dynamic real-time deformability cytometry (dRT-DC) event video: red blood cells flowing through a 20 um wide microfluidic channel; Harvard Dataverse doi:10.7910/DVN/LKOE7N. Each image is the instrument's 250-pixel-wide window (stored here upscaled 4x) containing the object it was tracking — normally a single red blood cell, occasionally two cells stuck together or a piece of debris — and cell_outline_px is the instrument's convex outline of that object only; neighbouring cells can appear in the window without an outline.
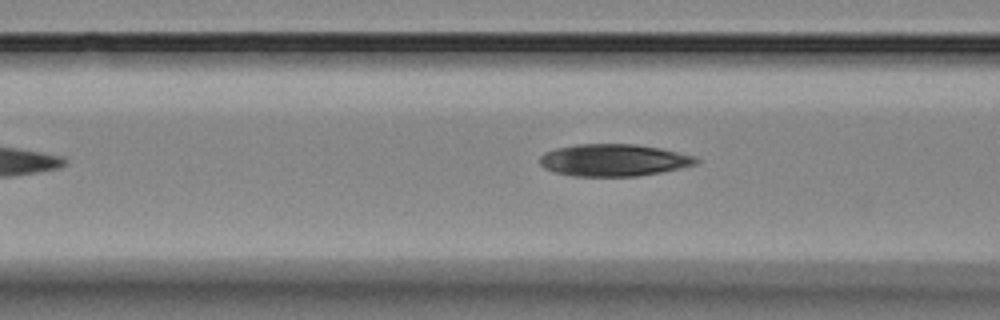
{"species": "Egyptian fruit bat (a non-hibernating species)", "species_latin": "Rousettus aegyptiacus", "temperature_condition": "room temperature", "stored_images_in_passage": 6, "segment_of_instrument_passage": [2, 2], "camera_frame_rate_fps": 3000, "um_per_image_px": 0.085, "animal": {"sex": "female"}, "frame": {"image": 1, "passage_image": 6, "time_ms": 5.667, "image_size_px": [1000, 320], "cell_outline_px": [[700, 160], [696, 164], [680, 168], [660, 172], [636, 176], [576, 176], [556, 172], [544, 168], [540, 164], [540, 156], [544, 152], [556, 148], [576, 144], [636, 144], [660, 148], [696, 156]], "centroid_in_image_um": [52.16, 13.6], "position_along_channel_um": 114.4, "area_um2": 29.19}}